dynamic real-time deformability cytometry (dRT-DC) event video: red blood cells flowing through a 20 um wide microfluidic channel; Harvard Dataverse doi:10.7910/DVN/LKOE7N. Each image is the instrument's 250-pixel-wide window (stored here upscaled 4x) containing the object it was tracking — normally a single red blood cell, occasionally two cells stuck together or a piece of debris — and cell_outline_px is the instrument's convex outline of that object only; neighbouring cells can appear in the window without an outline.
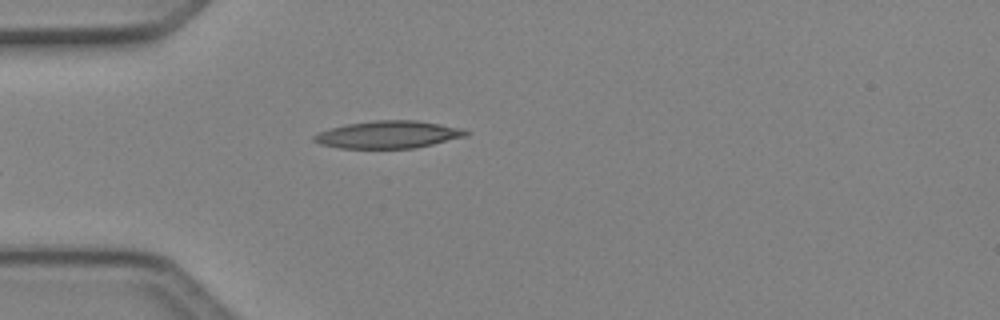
{"species": "Egyptian fruit bat (a non-hibernating species)", "species_latin": "Rousettus aegyptiacus", "temperature_condition": "cold", "stored_images_in_passage": 6, "camera_frame_rate_fps": 3000, "um_per_image_px": 0.085, "animal": {"sex": "female"}, "frame": {"image": 1, "passage_image": 6, "time_ms": 1.667, "image_size_px": [1000, 320], "cell_outline_px": [[472, 132], [468, 136], [416, 148], [340, 148], [320, 144], [312, 140], [312, 136], [320, 132], [332, 128], [348, 124], [376, 120], [416, 120], [464, 128]], "centroid_in_image_um": [33.07, 11.44], "position_along_channel_um": 51.9, "area_um2": 24.33}}